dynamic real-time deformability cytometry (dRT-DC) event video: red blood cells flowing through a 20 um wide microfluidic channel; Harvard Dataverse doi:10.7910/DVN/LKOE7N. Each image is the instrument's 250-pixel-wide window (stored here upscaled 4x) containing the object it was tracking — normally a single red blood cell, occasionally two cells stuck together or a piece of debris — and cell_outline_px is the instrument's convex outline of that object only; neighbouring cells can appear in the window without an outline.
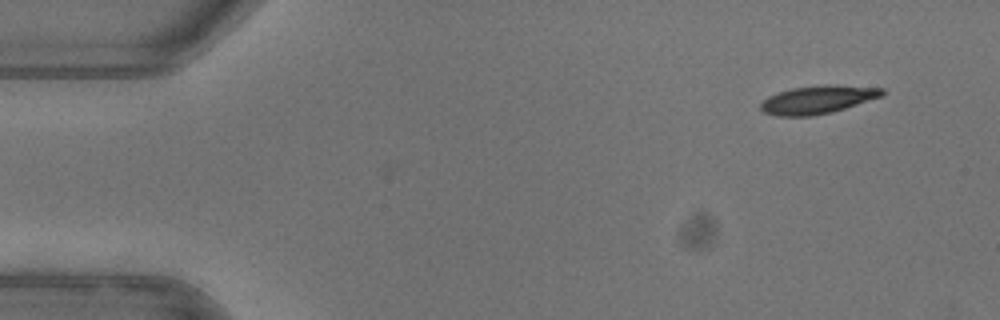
{"species": "common noctule bat (a hibernating species)", "species_latin": "Nyctalus noctula", "temperature_condition": "warm", "stored_images_in_passage": 6, "camera_frame_rate_fps": 3000, "um_per_image_px": 0.085, "animal": {"sex": "female"}, "frame": {"image": 1, "passage_image": 1, "time_ms": 0.0, "image_size_px": [1000, 320], "cell_outline_px": [[884, 92], [880, 96], [832, 112], [812, 116], [776, 116], [764, 112], [760, 108], [760, 104], [768, 96], [792, 88], [828, 84], [836, 84], [884, 88]], "centroid_in_image_um": [69.48, 8.46], "position_along_channel_um": 15.5, "area_um2": 19.71}}